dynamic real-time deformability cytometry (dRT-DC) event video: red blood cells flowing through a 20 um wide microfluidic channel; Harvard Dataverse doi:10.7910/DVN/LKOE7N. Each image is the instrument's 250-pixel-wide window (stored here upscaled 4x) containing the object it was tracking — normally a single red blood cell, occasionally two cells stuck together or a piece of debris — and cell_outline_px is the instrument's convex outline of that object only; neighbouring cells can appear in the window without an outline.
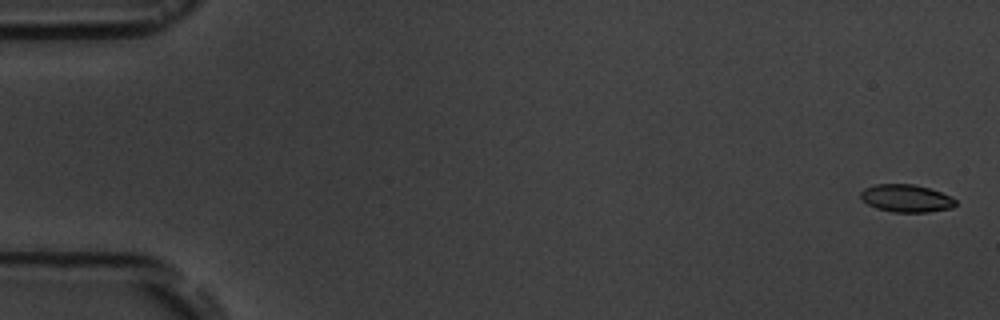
{"species": "common noctule bat (a hibernating species)", "species_latin": "Nyctalus noctula", "temperature_condition": "room temperature", "stored_images_in_passage": 6, "camera_frame_rate_fps": 3000, "um_per_image_px": 0.085, "animal": {"sex": "male", "body_mass_g": 19.5, "forearm_length_mm": 54.6}, "frame": {"image": 1, "passage_image": 1, "time_ms": 0.0, "image_size_px": [1000, 320], "cell_outline_px": [[956, 204], [952, 208], [928, 212], [892, 212], [876, 208], [868, 204], [860, 196], [860, 192], [864, 188], [876, 184], [912, 184], [928, 188], [940, 192], [956, 200]], "centroid_in_image_um": [77.01, 16.86], "position_along_channel_um": 8.0, "area_um2": 15.14}}
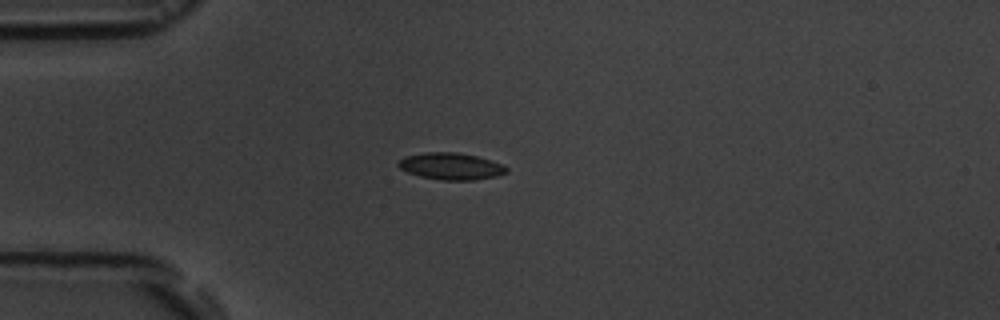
{"frame": {"image": 2, "passage_image": 5, "time_ms": 4.667, "image_size_px": [1000, 320], "cell_outline_px": [[508, 172], [496, 176], [472, 180], [440, 180], [420, 176], [408, 172], [400, 168], [396, 164], [404, 156], [424, 152], [456, 152], [476, 156], [504, 164], [508, 168]], "centroid_in_image_um": [38.33, 14.12], "position_along_channel_um": 46.7, "area_um2": 16.94}}